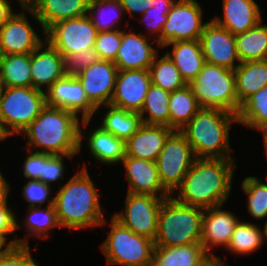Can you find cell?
Instances as JSON below:
<instances>
[{"label": "cell", "mask_w": 267, "mask_h": 266, "mask_svg": "<svg viewBox=\"0 0 267 266\" xmlns=\"http://www.w3.org/2000/svg\"><path fill=\"white\" fill-rule=\"evenodd\" d=\"M124 9L119 0H90L88 16L97 29V32L120 29ZM120 19V20H119Z\"/></svg>", "instance_id": "e575fe53"}, {"label": "cell", "mask_w": 267, "mask_h": 266, "mask_svg": "<svg viewBox=\"0 0 267 266\" xmlns=\"http://www.w3.org/2000/svg\"><path fill=\"white\" fill-rule=\"evenodd\" d=\"M203 213L204 209L179 203L173 196L164 199L158 214L155 246L201 243Z\"/></svg>", "instance_id": "5b68a950"}, {"label": "cell", "mask_w": 267, "mask_h": 266, "mask_svg": "<svg viewBox=\"0 0 267 266\" xmlns=\"http://www.w3.org/2000/svg\"><path fill=\"white\" fill-rule=\"evenodd\" d=\"M1 87H32L30 54L0 56Z\"/></svg>", "instance_id": "f546056e"}, {"label": "cell", "mask_w": 267, "mask_h": 266, "mask_svg": "<svg viewBox=\"0 0 267 266\" xmlns=\"http://www.w3.org/2000/svg\"><path fill=\"white\" fill-rule=\"evenodd\" d=\"M263 227L264 228L261 229V230H263L262 231L263 240H265V242H266V240H267V219H266V222H264V226Z\"/></svg>", "instance_id": "f5cc1de1"}, {"label": "cell", "mask_w": 267, "mask_h": 266, "mask_svg": "<svg viewBox=\"0 0 267 266\" xmlns=\"http://www.w3.org/2000/svg\"><path fill=\"white\" fill-rule=\"evenodd\" d=\"M261 21L250 30L235 35L240 62L267 59V24Z\"/></svg>", "instance_id": "1f68e13d"}, {"label": "cell", "mask_w": 267, "mask_h": 266, "mask_svg": "<svg viewBox=\"0 0 267 266\" xmlns=\"http://www.w3.org/2000/svg\"><path fill=\"white\" fill-rule=\"evenodd\" d=\"M16 216L17 215L10 209L8 204L0 207V241L5 247H14L19 244L29 245L27 236H24L22 239L16 237L7 242L9 234H14L21 228V225L17 222L18 218Z\"/></svg>", "instance_id": "b9f144b4"}, {"label": "cell", "mask_w": 267, "mask_h": 266, "mask_svg": "<svg viewBox=\"0 0 267 266\" xmlns=\"http://www.w3.org/2000/svg\"><path fill=\"white\" fill-rule=\"evenodd\" d=\"M223 205L204 209L202 216L201 245L215 258L213 247H227L239 219L233 212L221 209Z\"/></svg>", "instance_id": "ffe728a7"}, {"label": "cell", "mask_w": 267, "mask_h": 266, "mask_svg": "<svg viewBox=\"0 0 267 266\" xmlns=\"http://www.w3.org/2000/svg\"><path fill=\"white\" fill-rule=\"evenodd\" d=\"M169 106V127L180 131L201 109L191 87L170 92Z\"/></svg>", "instance_id": "f1b7e54d"}, {"label": "cell", "mask_w": 267, "mask_h": 266, "mask_svg": "<svg viewBox=\"0 0 267 266\" xmlns=\"http://www.w3.org/2000/svg\"><path fill=\"white\" fill-rule=\"evenodd\" d=\"M88 134V149L95 161L103 164H118L126 156L125 141L104 131L100 126Z\"/></svg>", "instance_id": "4316f807"}, {"label": "cell", "mask_w": 267, "mask_h": 266, "mask_svg": "<svg viewBox=\"0 0 267 266\" xmlns=\"http://www.w3.org/2000/svg\"><path fill=\"white\" fill-rule=\"evenodd\" d=\"M26 156L22 172L25 179L42 181L43 153L29 150Z\"/></svg>", "instance_id": "7dc6e473"}, {"label": "cell", "mask_w": 267, "mask_h": 266, "mask_svg": "<svg viewBox=\"0 0 267 266\" xmlns=\"http://www.w3.org/2000/svg\"><path fill=\"white\" fill-rule=\"evenodd\" d=\"M238 122L237 115L217 108H201L180 130L187 138L196 158L231 157V124Z\"/></svg>", "instance_id": "277c9868"}, {"label": "cell", "mask_w": 267, "mask_h": 266, "mask_svg": "<svg viewBox=\"0 0 267 266\" xmlns=\"http://www.w3.org/2000/svg\"><path fill=\"white\" fill-rule=\"evenodd\" d=\"M234 73L236 95L241 105L249 96L267 86V59L241 62Z\"/></svg>", "instance_id": "83f0119b"}, {"label": "cell", "mask_w": 267, "mask_h": 266, "mask_svg": "<svg viewBox=\"0 0 267 266\" xmlns=\"http://www.w3.org/2000/svg\"><path fill=\"white\" fill-rule=\"evenodd\" d=\"M65 76L77 77L85 68L100 60L94 48H87L63 57Z\"/></svg>", "instance_id": "ee69618b"}, {"label": "cell", "mask_w": 267, "mask_h": 266, "mask_svg": "<svg viewBox=\"0 0 267 266\" xmlns=\"http://www.w3.org/2000/svg\"><path fill=\"white\" fill-rule=\"evenodd\" d=\"M260 132L263 133V142H264V148H265V152H266V156H267V127H265L263 130H261Z\"/></svg>", "instance_id": "816d5d0a"}, {"label": "cell", "mask_w": 267, "mask_h": 266, "mask_svg": "<svg viewBox=\"0 0 267 266\" xmlns=\"http://www.w3.org/2000/svg\"><path fill=\"white\" fill-rule=\"evenodd\" d=\"M172 47V53L166 55L173 61L183 80L189 85L200 73L204 63V55L199 40H185L166 43L163 48Z\"/></svg>", "instance_id": "d4e9b609"}, {"label": "cell", "mask_w": 267, "mask_h": 266, "mask_svg": "<svg viewBox=\"0 0 267 266\" xmlns=\"http://www.w3.org/2000/svg\"><path fill=\"white\" fill-rule=\"evenodd\" d=\"M22 190V198L29 203L28 208L42 207L44 203H47V206H54L55 198L53 196L50 198L52 191L51 185L39 180H28Z\"/></svg>", "instance_id": "7bdbcfd3"}, {"label": "cell", "mask_w": 267, "mask_h": 266, "mask_svg": "<svg viewBox=\"0 0 267 266\" xmlns=\"http://www.w3.org/2000/svg\"><path fill=\"white\" fill-rule=\"evenodd\" d=\"M5 140V138L0 133V141Z\"/></svg>", "instance_id": "680465c9"}, {"label": "cell", "mask_w": 267, "mask_h": 266, "mask_svg": "<svg viewBox=\"0 0 267 266\" xmlns=\"http://www.w3.org/2000/svg\"><path fill=\"white\" fill-rule=\"evenodd\" d=\"M196 157L186 136L174 130L166 139L156 160L162 186L173 196Z\"/></svg>", "instance_id": "9c48e42d"}, {"label": "cell", "mask_w": 267, "mask_h": 266, "mask_svg": "<svg viewBox=\"0 0 267 266\" xmlns=\"http://www.w3.org/2000/svg\"><path fill=\"white\" fill-rule=\"evenodd\" d=\"M175 0H153V6L150 9H147L145 13L138 18L139 22L145 21L146 27L148 29L149 35L152 36L151 40L159 48H161V33L164 26V23L167 21V14ZM150 30V31H149Z\"/></svg>", "instance_id": "ab89813d"}, {"label": "cell", "mask_w": 267, "mask_h": 266, "mask_svg": "<svg viewBox=\"0 0 267 266\" xmlns=\"http://www.w3.org/2000/svg\"><path fill=\"white\" fill-rule=\"evenodd\" d=\"M84 164L54 196V208L61 227L71 229L103 226L107 223L100 204V194Z\"/></svg>", "instance_id": "3957f363"}, {"label": "cell", "mask_w": 267, "mask_h": 266, "mask_svg": "<svg viewBox=\"0 0 267 266\" xmlns=\"http://www.w3.org/2000/svg\"><path fill=\"white\" fill-rule=\"evenodd\" d=\"M147 37L144 33L127 32L126 26L122 29L121 44L114 61L118 70H149L159 53Z\"/></svg>", "instance_id": "ac0fdd59"}, {"label": "cell", "mask_w": 267, "mask_h": 266, "mask_svg": "<svg viewBox=\"0 0 267 266\" xmlns=\"http://www.w3.org/2000/svg\"><path fill=\"white\" fill-rule=\"evenodd\" d=\"M46 105L75 113L82 119H92L98 109L88 100L77 77L64 76L45 91Z\"/></svg>", "instance_id": "5bb4252c"}, {"label": "cell", "mask_w": 267, "mask_h": 266, "mask_svg": "<svg viewBox=\"0 0 267 266\" xmlns=\"http://www.w3.org/2000/svg\"><path fill=\"white\" fill-rule=\"evenodd\" d=\"M212 257L201 243L185 246H155L152 266H205Z\"/></svg>", "instance_id": "484cf974"}, {"label": "cell", "mask_w": 267, "mask_h": 266, "mask_svg": "<svg viewBox=\"0 0 267 266\" xmlns=\"http://www.w3.org/2000/svg\"><path fill=\"white\" fill-rule=\"evenodd\" d=\"M223 18L214 16L211 20L237 35L255 27L263 17L255 0H223Z\"/></svg>", "instance_id": "603a6c76"}, {"label": "cell", "mask_w": 267, "mask_h": 266, "mask_svg": "<svg viewBox=\"0 0 267 266\" xmlns=\"http://www.w3.org/2000/svg\"><path fill=\"white\" fill-rule=\"evenodd\" d=\"M189 86L201 108H217L237 115L241 105L234 70L205 62Z\"/></svg>", "instance_id": "52a82bcc"}, {"label": "cell", "mask_w": 267, "mask_h": 266, "mask_svg": "<svg viewBox=\"0 0 267 266\" xmlns=\"http://www.w3.org/2000/svg\"><path fill=\"white\" fill-rule=\"evenodd\" d=\"M79 117L68 110L45 105L21 134L28 137L27 150L52 155H77L92 119ZM84 132V133H83ZM41 149V150H40Z\"/></svg>", "instance_id": "6da1fadb"}, {"label": "cell", "mask_w": 267, "mask_h": 266, "mask_svg": "<svg viewBox=\"0 0 267 266\" xmlns=\"http://www.w3.org/2000/svg\"><path fill=\"white\" fill-rule=\"evenodd\" d=\"M199 41L205 62L231 70H235L241 63L236 50L235 35L211 19L207 21ZM235 61H238L236 65Z\"/></svg>", "instance_id": "4fadbf2b"}, {"label": "cell", "mask_w": 267, "mask_h": 266, "mask_svg": "<svg viewBox=\"0 0 267 266\" xmlns=\"http://www.w3.org/2000/svg\"><path fill=\"white\" fill-rule=\"evenodd\" d=\"M27 217L24 218L26 231L30 237L49 238V232L55 227L59 228V222L54 206L28 208Z\"/></svg>", "instance_id": "74e56055"}, {"label": "cell", "mask_w": 267, "mask_h": 266, "mask_svg": "<svg viewBox=\"0 0 267 266\" xmlns=\"http://www.w3.org/2000/svg\"><path fill=\"white\" fill-rule=\"evenodd\" d=\"M203 10L196 0H175L161 33V48L170 42L199 40L207 22L203 23Z\"/></svg>", "instance_id": "8fae6325"}, {"label": "cell", "mask_w": 267, "mask_h": 266, "mask_svg": "<svg viewBox=\"0 0 267 266\" xmlns=\"http://www.w3.org/2000/svg\"><path fill=\"white\" fill-rule=\"evenodd\" d=\"M150 85L149 70H118L110 105L140 113Z\"/></svg>", "instance_id": "e0dca14e"}, {"label": "cell", "mask_w": 267, "mask_h": 266, "mask_svg": "<svg viewBox=\"0 0 267 266\" xmlns=\"http://www.w3.org/2000/svg\"><path fill=\"white\" fill-rule=\"evenodd\" d=\"M10 184L4 175L0 172V207L8 203V194L10 192Z\"/></svg>", "instance_id": "f907efd6"}, {"label": "cell", "mask_w": 267, "mask_h": 266, "mask_svg": "<svg viewBox=\"0 0 267 266\" xmlns=\"http://www.w3.org/2000/svg\"><path fill=\"white\" fill-rule=\"evenodd\" d=\"M117 73L118 68L113 61L99 60L77 76L88 100L97 109L110 104Z\"/></svg>", "instance_id": "2e32d148"}, {"label": "cell", "mask_w": 267, "mask_h": 266, "mask_svg": "<svg viewBox=\"0 0 267 266\" xmlns=\"http://www.w3.org/2000/svg\"><path fill=\"white\" fill-rule=\"evenodd\" d=\"M122 29L98 32L94 43V50L100 60L115 61L121 44Z\"/></svg>", "instance_id": "60d3db41"}, {"label": "cell", "mask_w": 267, "mask_h": 266, "mask_svg": "<svg viewBox=\"0 0 267 266\" xmlns=\"http://www.w3.org/2000/svg\"><path fill=\"white\" fill-rule=\"evenodd\" d=\"M46 105L45 91L33 87H1L0 133L21 135Z\"/></svg>", "instance_id": "8992f818"}, {"label": "cell", "mask_w": 267, "mask_h": 266, "mask_svg": "<svg viewBox=\"0 0 267 266\" xmlns=\"http://www.w3.org/2000/svg\"><path fill=\"white\" fill-rule=\"evenodd\" d=\"M164 199L166 198L127 192L124 210L112 216L135 234L154 241L157 234L158 214Z\"/></svg>", "instance_id": "7c38bea8"}, {"label": "cell", "mask_w": 267, "mask_h": 266, "mask_svg": "<svg viewBox=\"0 0 267 266\" xmlns=\"http://www.w3.org/2000/svg\"><path fill=\"white\" fill-rule=\"evenodd\" d=\"M90 0H33L27 11L42 27V35L56 22L85 16L88 14Z\"/></svg>", "instance_id": "44dd1931"}, {"label": "cell", "mask_w": 267, "mask_h": 266, "mask_svg": "<svg viewBox=\"0 0 267 266\" xmlns=\"http://www.w3.org/2000/svg\"><path fill=\"white\" fill-rule=\"evenodd\" d=\"M169 97V91L151 84L146 94L142 110L139 113L142 122L149 125L169 127ZM147 113L148 115H146ZM144 114L146 115L145 117Z\"/></svg>", "instance_id": "d6a6232c"}, {"label": "cell", "mask_w": 267, "mask_h": 266, "mask_svg": "<svg viewBox=\"0 0 267 266\" xmlns=\"http://www.w3.org/2000/svg\"><path fill=\"white\" fill-rule=\"evenodd\" d=\"M235 159L196 158L173 197L202 209L224 205L231 195Z\"/></svg>", "instance_id": "7a4b0ae2"}, {"label": "cell", "mask_w": 267, "mask_h": 266, "mask_svg": "<svg viewBox=\"0 0 267 266\" xmlns=\"http://www.w3.org/2000/svg\"><path fill=\"white\" fill-rule=\"evenodd\" d=\"M22 12L13 15L0 27V54H30L42 42L43 38L29 23L25 12L27 6H20Z\"/></svg>", "instance_id": "9a60e30c"}, {"label": "cell", "mask_w": 267, "mask_h": 266, "mask_svg": "<svg viewBox=\"0 0 267 266\" xmlns=\"http://www.w3.org/2000/svg\"><path fill=\"white\" fill-rule=\"evenodd\" d=\"M20 6H28L33 0H17Z\"/></svg>", "instance_id": "11a10c76"}, {"label": "cell", "mask_w": 267, "mask_h": 266, "mask_svg": "<svg viewBox=\"0 0 267 266\" xmlns=\"http://www.w3.org/2000/svg\"><path fill=\"white\" fill-rule=\"evenodd\" d=\"M215 259L218 260V261L220 262V264H219L218 266H226V265H225V262H226V261L222 260L220 256H216ZM221 260H222V261H221Z\"/></svg>", "instance_id": "9f6ffc18"}, {"label": "cell", "mask_w": 267, "mask_h": 266, "mask_svg": "<svg viewBox=\"0 0 267 266\" xmlns=\"http://www.w3.org/2000/svg\"><path fill=\"white\" fill-rule=\"evenodd\" d=\"M76 155H52L43 153L42 182L48 185L58 180H64V158L72 159ZM64 157V158H63Z\"/></svg>", "instance_id": "f6af8a7d"}, {"label": "cell", "mask_w": 267, "mask_h": 266, "mask_svg": "<svg viewBox=\"0 0 267 266\" xmlns=\"http://www.w3.org/2000/svg\"><path fill=\"white\" fill-rule=\"evenodd\" d=\"M107 112L102 116L100 126L104 131L112 133L115 137L125 142L138 131L143 124L138 112L124 110L110 104L105 105Z\"/></svg>", "instance_id": "4dcf8cb0"}, {"label": "cell", "mask_w": 267, "mask_h": 266, "mask_svg": "<svg viewBox=\"0 0 267 266\" xmlns=\"http://www.w3.org/2000/svg\"><path fill=\"white\" fill-rule=\"evenodd\" d=\"M241 188L248 196L247 209L251 217L257 220L265 219L267 217V183H263L252 175L243 180Z\"/></svg>", "instance_id": "f35d334b"}, {"label": "cell", "mask_w": 267, "mask_h": 266, "mask_svg": "<svg viewBox=\"0 0 267 266\" xmlns=\"http://www.w3.org/2000/svg\"><path fill=\"white\" fill-rule=\"evenodd\" d=\"M11 0H0V27L13 15Z\"/></svg>", "instance_id": "681fc988"}, {"label": "cell", "mask_w": 267, "mask_h": 266, "mask_svg": "<svg viewBox=\"0 0 267 266\" xmlns=\"http://www.w3.org/2000/svg\"><path fill=\"white\" fill-rule=\"evenodd\" d=\"M97 29L88 15L56 22L45 31V40L63 57L94 48Z\"/></svg>", "instance_id": "30bf717a"}, {"label": "cell", "mask_w": 267, "mask_h": 266, "mask_svg": "<svg viewBox=\"0 0 267 266\" xmlns=\"http://www.w3.org/2000/svg\"><path fill=\"white\" fill-rule=\"evenodd\" d=\"M252 222L240 221L236 224L226 249L234 254H251L264 243L262 230Z\"/></svg>", "instance_id": "d590c367"}, {"label": "cell", "mask_w": 267, "mask_h": 266, "mask_svg": "<svg viewBox=\"0 0 267 266\" xmlns=\"http://www.w3.org/2000/svg\"><path fill=\"white\" fill-rule=\"evenodd\" d=\"M239 124L261 131L267 127V86L249 96L237 113Z\"/></svg>", "instance_id": "836d02e7"}, {"label": "cell", "mask_w": 267, "mask_h": 266, "mask_svg": "<svg viewBox=\"0 0 267 266\" xmlns=\"http://www.w3.org/2000/svg\"><path fill=\"white\" fill-rule=\"evenodd\" d=\"M30 69L32 87L42 91L65 76L63 56L46 40L30 53Z\"/></svg>", "instance_id": "7402d4cb"}, {"label": "cell", "mask_w": 267, "mask_h": 266, "mask_svg": "<svg viewBox=\"0 0 267 266\" xmlns=\"http://www.w3.org/2000/svg\"><path fill=\"white\" fill-rule=\"evenodd\" d=\"M174 130L163 125L142 124L126 142V156L156 162L165 141Z\"/></svg>", "instance_id": "cb8c5ba5"}, {"label": "cell", "mask_w": 267, "mask_h": 266, "mask_svg": "<svg viewBox=\"0 0 267 266\" xmlns=\"http://www.w3.org/2000/svg\"><path fill=\"white\" fill-rule=\"evenodd\" d=\"M125 14L134 16L135 13L143 15L147 9L153 6V0H119Z\"/></svg>", "instance_id": "c3c4849f"}, {"label": "cell", "mask_w": 267, "mask_h": 266, "mask_svg": "<svg viewBox=\"0 0 267 266\" xmlns=\"http://www.w3.org/2000/svg\"><path fill=\"white\" fill-rule=\"evenodd\" d=\"M5 245L0 241V254L5 250Z\"/></svg>", "instance_id": "6f0895ef"}, {"label": "cell", "mask_w": 267, "mask_h": 266, "mask_svg": "<svg viewBox=\"0 0 267 266\" xmlns=\"http://www.w3.org/2000/svg\"><path fill=\"white\" fill-rule=\"evenodd\" d=\"M220 262L215 258H212L205 266H218Z\"/></svg>", "instance_id": "db71d44e"}, {"label": "cell", "mask_w": 267, "mask_h": 266, "mask_svg": "<svg viewBox=\"0 0 267 266\" xmlns=\"http://www.w3.org/2000/svg\"><path fill=\"white\" fill-rule=\"evenodd\" d=\"M159 57L149 67L151 84L169 92L184 88L187 84L173 61L166 54Z\"/></svg>", "instance_id": "8d00e7d4"}, {"label": "cell", "mask_w": 267, "mask_h": 266, "mask_svg": "<svg viewBox=\"0 0 267 266\" xmlns=\"http://www.w3.org/2000/svg\"><path fill=\"white\" fill-rule=\"evenodd\" d=\"M126 171L128 193L168 198L172 196L159 178L156 162L125 156L121 161ZM159 192V193H158Z\"/></svg>", "instance_id": "d6986e66"}, {"label": "cell", "mask_w": 267, "mask_h": 266, "mask_svg": "<svg viewBox=\"0 0 267 266\" xmlns=\"http://www.w3.org/2000/svg\"><path fill=\"white\" fill-rule=\"evenodd\" d=\"M110 227L107 238L100 245L107 265L152 266L155 248L153 240L135 234L113 216Z\"/></svg>", "instance_id": "ba28073f"}, {"label": "cell", "mask_w": 267, "mask_h": 266, "mask_svg": "<svg viewBox=\"0 0 267 266\" xmlns=\"http://www.w3.org/2000/svg\"><path fill=\"white\" fill-rule=\"evenodd\" d=\"M29 245L6 247L0 254V266H38L31 256Z\"/></svg>", "instance_id": "bcb514c9"}]
</instances>
